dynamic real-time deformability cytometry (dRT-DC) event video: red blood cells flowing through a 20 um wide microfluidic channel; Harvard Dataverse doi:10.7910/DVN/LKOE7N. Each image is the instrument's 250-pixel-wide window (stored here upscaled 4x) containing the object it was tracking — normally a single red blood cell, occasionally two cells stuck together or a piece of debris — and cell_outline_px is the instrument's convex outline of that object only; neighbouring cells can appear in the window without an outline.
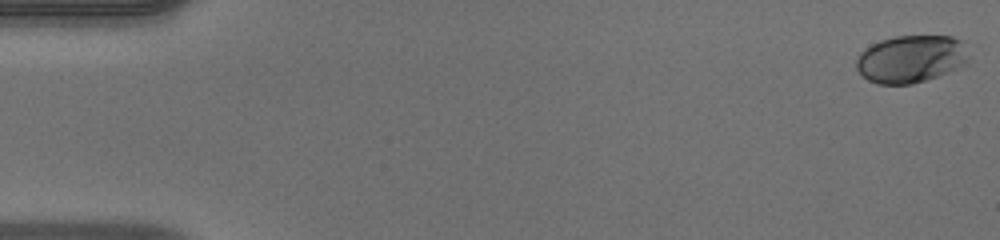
{"species": "human", "species_latin": "Homo sapiens", "temperature_condition": "warm", "stored_images_in_passage": 50, "camera_frame_rate_fps": 3000, "um_per_image_px": 0.085, "donor": {"sex": "male"}, "frame": {"image": 1, "passage_image": 1, "time_ms": 0.0, "image_size_px": [1000, 240], "cell_outline_px": [[964, 64], [948, 72], [912, 84], [876, 84], [860, 76], [856, 68], [856, 60], [860, 52], [864, 48], [880, 40], [896, 36], [952, 36], [964, 40]], "centroid_in_image_um": [77.34, 5.01], "position_along_channel_um": 7.7, "area_um2": 30.92}}
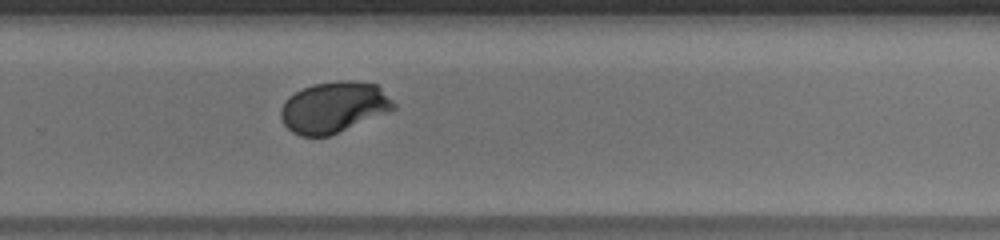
{"frame": {"image": 2, "passage_image": 34, "time_ms": 11.0, "image_size_px": [1000, 240], "cell_outline_px": [[396, 108], [388, 112], [328, 136], [300, 136], [292, 132], [284, 124], [280, 116], [280, 108], [284, 100], [288, 96], [312, 84], [340, 80], [348, 80], [376, 84], [396, 104]], "centroid_in_image_um": [28.34, 9.11], "position_along_channel_um": 301.5, "area_um2": 33.41}}
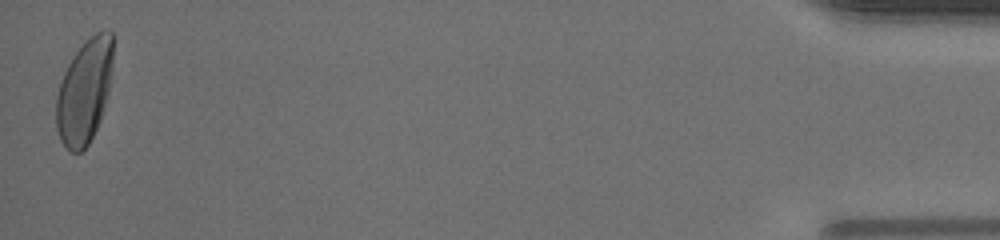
{"frame": {"image": 3, "passage_image": 50, "time_ms": 16.333, "image_size_px": [1000, 240], "cell_outline_px": [[112, 64], [108, 92], [104, 108], [100, 120], [88, 144], [80, 152], [72, 152], [60, 140], [56, 128], [56, 96], [64, 72], [72, 56], [96, 32], [104, 28], [108, 28], [112, 32]], "centroid_in_image_um": [7.17, 7.76], "position_along_channel_um": 428.0, "area_um2": 34.16}, "authors_computed_cell_mechanics": {"area_um2": 33.1483, "velocity_mm_per_s": 4.096, "shape_relaxation_time_tau1_ms": 2.9735, "shape_relaxation_time_tau2_ms": null, "deformation_change_tau1": 0.1556, "deformation_change_tau2": null}}